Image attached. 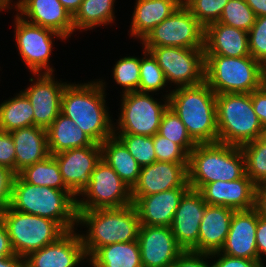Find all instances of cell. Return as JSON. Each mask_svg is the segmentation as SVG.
Segmentation results:
<instances>
[{
    "instance_id": "cell-9",
    "label": "cell",
    "mask_w": 266,
    "mask_h": 267,
    "mask_svg": "<svg viewBox=\"0 0 266 267\" xmlns=\"http://www.w3.org/2000/svg\"><path fill=\"white\" fill-rule=\"evenodd\" d=\"M169 96L170 93L165 95L163 104L149 93L136 91L122 94L121 114L119 122L117 121L118 129L114 128V134L154 136L158 133L162 116L169 107Z\"/></svg>"
},
{
    "instance_id": "cell-7",
    "label": "cell",
    "mask_w": 266,
    "mask_h": 267,
    "mask_svg": "<svg viewBox=\"0 0 266 267\" xmlns=\"http://www.w3.org/2000/svg\"><path fill=\"white\" fill-rule=\"evenodd\" d=\"M218 142L241 146L260 138L263 129L254 112L251 93L216 95Z\"/></svg>"
},
{
    "instance_id": "cell-55",
    "label": "cell",
    "mask_w": 266,
    "mask_h": 267,
    "mask_svg": "<svg viewBox=\"0 0 266 267\" xmlns=\"http://www.w3.org/2000/svg\"><path fill=\"white\" fill-rule=\"evenodd\" d=\"M259 139L266 144V127L262 129Z\"/></svg>"
},
{
    "instance_id": "cell-12",
    "label": "cell",
    "mask_w": 266,
    "mask_h": 267,
    "mask_svg": "<svg viewBox=\"0 0 266 267\" xmlns=\"http://www.w3.org/2000/svg\"><path fill=\"white\" fill-rule=\"evenodd\" d=\"M150 51L162 69L167 83L177 87L196 86L204 82V49L182 47H143Z\"/></svg>"
},
{
    "instance_id": "cell-44",
    "label": "cell",
    "mask_w": 266,
    "mask_h": 267,
    "mask_svg": "<svg viewBox=\"0 0 266 267\" xmlns=\"http://www.w3.org/2000/svg\"><path fill=\"white\" fill-rule=\"evenodd\" d=\"M15 176V172L9 168L0 166V212L11 204Z\"/></svg>"
},
{
    "instance_id": "cell-15",
    "label": "cell",
    "mask_w": 266,
    "mask_h": 267,
    "mask_svg": "<svg viewBox=\"0 0 266 267\" xmlns=\"http://www.w3.org/2000/svg\"><path fill=\"white\" fill-rule=\"evenodd\" d=\"M65 186L78 196L90 181L91 173L101 160V146H85L53 155Z\"/></svg>"
},
{
    "instance_id": "cell-50",
    "label": "cell",
    "mask_w": 266,
    "mask_h": 267,
    "mask_svg": "<svg viewBox=\"0 0 266 267\" xmlns=\"http://www.w3.org/2000/svg\"><path fill=\"white\" fill-rule=\"evenodd\" d=\"M15 255L5 225L0 220V258Z\"/></svg>"
},
{
    "instance_id": "cell-38",
    "label": "cell",
    "mask_w": 266,
    "mask_h": 267,
    "mask_svg": "<svg viewBox=\"0 0 266 267\" xmlns=\"http://www.w3.org/2000/svg\"><path fill=\"white\" fill-rule=\"evenodd\" d=\"M128 149L130 155L141 166L151 165L156 161L153 136L135 134H114Z\"/></svg>"
},
{
    "instance_id": "cell-34",
    "label": "cell",
    "mask_w": 266,
    "mask_h": 267,
    "mask_svg": "<svg viewBox=\"0 0 266 267\" xmlns=\"http://www.w3.org/2000/svg\"><path fill=\"white\" fill-rule=\"evenodd\" d=\"M245 158V174L255 185L266 182V144L259 138L240 146Z\"/></svg>"
},
{
    "instance_id": "cell-33",
    "label": "cell",
    "mask_w": 266,
    "mask_h": 267,
    "mask_svg": "<svg viewBox=\"0 0 266 267\" xmlns=\"http://www.w3.org/2000/svg\"><path fill=\"white\" fill-rule=\"evenodd\" d=\"M18 175L31 185L69 190L63 182L59 166L53 155H49L46 159L25 167Z\"/></svg>"
},
{
    "instance_id": "cell-10",
    "label": "cell",
    "mask_w": 266,
    "mask_h": 267,
    "mask_svg": "<svg viewBox=\"0 0 266 267\" xmlns=\"http://www.w3.org/2000/svg\"><path fill=\"white\" fill-rule=\"evenodd\" d=\"M76 199L77 210H94L99 208H121L133 204L131 188L102 159L91 173L90 181Z\"/></svg>"
},
{
    "instance_id": "cell-41",
    "label": "cell",
    "mask_w": 266,
    "mask_h": 267,
    "mask_svg": "<svg viewBox=\"0 0 266 267\" xmlns=\"http://www.w3.org/2000/svg\"><path fill=\"white\" fill-rule=\"evenodd\" d=\"M250 55L264 67L266 66V16L256 17L248 31Z\"/></svg>"
},
{
    "instance_id": "cell-5",
    "label": "cell",
    "mask_w": 266,
    "mask_h": 267,
    "mask_svg": "<svg viewBox=\"0 0 266 267\" xmlns=\"http://www.w3.org/2000/svg\"><path fill=\"white\" fill-rule=\"evenodd\" d=\"M188 184L198 191L216 181H233L245 174V158L240 146L221 142L199 143L188 158Z\"/></svg>"
},
{
    "instance_id": "cell-36",
    "label": "cell",
    "mask_w": 266,
    "mask_h": 267,
    "mask_svg": "<svg viewBox=\"0 0 266 267\" xmlns=\"http://www.w3.org/2000/svg\"><path fill=\"white\" fill-rule=\"evenodd\" d=\"M145 57L140 58V82L139 92L150 93L164 89L167 81L156 58L144 48Z\"/></svg>"
},
{
    "instance_id": "cell-19",
    "label": "cell",
    "mask_w": 266,
    "mask_h": 267,
    "mask_svg": "<svg viewBox=\"0 0 266 267\" xmlns=\"http://www.w3.org/2000/svg\"><path fill=\"white\" fill-rule=\"evenodd\" d=\"M84 259L88 261L81 236L71 230L25 257V267H76Z\"/></svg>"
},
{
    "instance_id": "cell-6",
    "label": "cell",
    "mask_w": 266,
    "mask_h": 267,
    "mask_svg": "<svg viewBox=\"0 0 266 267\" xmlns=\"http://www.w3.org/2000/svg\"><path fill=\"white\" fill-rule=\"evenodd\" d=\"M204 81L215 92L252 93L264 85L265 67L252 56L205 55Z\"/></svg>"
},
{
    "instance_id": "cell-49",
    "label": "cell",
    "mask_w": 266,
    "mask_h": 267,
    "mask_svg": "<svg viewBox=\"0 0 266 267\" xmlns=\"http://www.w3.org/2000/svg\"><path fill=\"white\" fill-rule=\"evenodd\" d=\"M258 215L266 219V182L255 187V207Z\"/></svg>"
},
{
    "instance_id": "cell-2",
    "label": "cell",
    "mask_w": 266,
    "mask_h": 267,
    "mask_svg": "<svg viewBox=\"0 0 266 267\" xmlns=\"http://www.w3.org/2000/svg\"><path fill=\"white\" fill-rule=\"evenodd\" d=\"M77 213V226L83 224L89 227L86 235H80L87 258L98 248L114 243L138 241L141 225L133 204L121 208L77 210Z\"/></svg>"
},
{
    "instance_id": "cell-29",
    "label": "cell",
    "mask_w": 266,
    "mask_h": 267,
    "mask_svg": "<svg viewBox=\"0 0 266 267\" xmlns=\"http://www.w3.org/2000/svg\"><path fill=\"white\" fill-rule=\"evenodd\" d=\"M101 146V159L105 161L129 187L137 183L141 166L133 158L123 142L112 135Z\"/></svg>"
},
{
    "instance_id": "cell-17",
    "label": "cell",
    "mask_w": 266,
    "mask_h": 267,
    "mask_svg": "<svg viewBox=\"0 0 266 267\" xmlns=\"http://www.w3.org/2000/svg\"><path fill=\"white\" fill-rule=\"evenodd\" d=\"M36 75L37 81L22 91L34 109V125L47 129L61 112V99L67 83L55 81L54 74Z\"/></svg>"
},
{
    "instance_id": "cell-24",
    "label": "cell",
    "mask_w": 266,
    "mask_h": 267,
    "mask_svg": "<svg viewBox=\"0 0 266 267\" xmlns=\"http://www.w3.org/2000/svg\"><path fill=\"white\" fill-rule=\"evenodd\" d=\"M204 54L227 57L251 56L248 32L219 22L205 28Z\"/></svg>"
},
{
    "instance_id": "cell-26",
    "label": "cell",
    "mask_w": 266,
    "mask_h": 267,
    "mask_svg": "<svg viewBox=\"0 0 266 267\" xmlns=\"http://www.w3.org/2000/svg\"><path fill=\"white\" fill-rule=\"evenodd\" d=\"M16 149L15 173L46 159L48 149L47 130L38 126L23 127L10 132Z\"/></svg>"
},
{
    "instance_id": "cell-27",
    "label": "cell",
    "mask_w": 266,
    "mask_h": 267,
    "mask_svg": "<svg viewBox=\"0 0 266 267\" xmlns=\"http://www.w3.org/2000/svg\"><path fill=\"white\" fill-rule=\"evenodd\" d=\"M130 35L141 41L149 32L174 13L182 0H136Z\"/></svg>"
},
{
    "instance_id": "cell-23",
    "label": "cell",
    "mask_w": 266,
    "mask_h": 267,
    "mask_svg": "<svg viewBox=\"0 0 266 267\" xmlns=\"http://www.w3.org/2000/svg\"><path fill=\"white\" fill-rule=\"evenodd\" d=\"M190 188H174L152 195L132 197L140 225L170 227L180 199Z\"/></svg>"
},
{
    "instance_id": "cell-42",
    "label": "cell",
    "mask_w": 266,
    "mask_h": 267,
    "mask_svg": "<svg viewBox=\"0 0 266 267\" xmlns=\"http://www.w3.org/2000/svg\"><path fill=\"white\" fill-rule=\"evenodd\" d=\"M156 161L188 163L189 155L177 144L156 133L153 136Z\"/></svg>"
},
{
    "instance_id": "cell-39",
    "label": "cell",
    "mask_w": 266,
    "mask_h": 267,
    "mask_svg": "<svg viewBox=\"0 0 266 267\" xmlns=\"http://www.w3.org/2000/svg\"><path fill=\"white\" fill-rule=\"evenodd\" d=\"M113 77L123 87V94L139 92L140 59L134 56L121 58L114 65Z\"/></svg>"
},
{
    "instance_id": "cell-28",
    "label": "cell",
    "mask_w": 266,
    "mask_h": 267,
    "mask_svg": "<svg viewBox=\"0 0 266 267\" xmlns=\"http://www.w3.org/2000/svg\"><path fill=\"white\" fill-rule=\"evenodd\" d=\"M46 130L50 155H55L69 149L94 146L96 144L76 126L72 119L63 115L61 112Z\"/></svg>"
},
{
    "instance_id": "cell-14",
    "label": "cell",
    "mask_w": 266,
    "mask_h": 267,
    "mask_svg": "<svg viewBox=\"0 0 266 267\" xmlns=\"http://www.w3.org/2000/svg\"><path fill=\"white\" fill-rule=\"evenodd\" d=\"M138 245L143 267H172L183 252L168 226L141 225Z\"/></svg>"
},
{
    "instance_id": "cell-31",
    "label": "cell",
    "mask_w": 266,
    "mask_h": 267,
    "mask_svg": "<svg viewBox=\"0 0 266 267\" xmlns=\"http://www.w3.org/2000/svg\"><path fill=\"white\" fill-rule=\"evenodd\" d=\"M34 125V109L27 96L20 91L15 97L0 104V130L11 132L15 129Z\"/></svg>"
},
{
    "instance_id": "cell-22",
    "label": "cell",
    "mask_w": 266,
    "mask_h": 267,
    "mask_svg": "<svg viewBox=\"0 0 266 267\" xmlns=\"http://www.w3.org/2000/svg\"><path fill=\"white\" fill-rule=\"evenodd\" d=\"M257 210L234 211L221 253L250 260H258L256 245Z\"/></svg>"
},
{
    "instance_id": "cell-3",
    "label": "cell",
    "mask_w": 266,
    "mask_h": 267,
    "mask_svg": "<svg viewBox=\"0 0 266 267\" xmlns=\"http://www.w3.org/2000/svg\"><path fill=\"white\" fill-rule=\"evenodd\" d=\"M168 104L197 144L218 142L216 94L205 81L176 87L170 91Z\"/></svg>"
},
{
    "instance_id": "cell-43",
    "label": "cell",
    "mask_w": 266,
    "mask_h": 267,
    "mask_svg": "<svg viewBox=\"0 0 266 267\" xmlns=\"http://www.w3.org/2000/svg\"><path fill=\"white\" fill-rule=\"evenodd\" d=\"M16 149L10 132L0 130V166L15 172Z\"/></svg>"
},
{
    "instance_id": "cell-48",
    "label": "cell",
    "mask_w": 266,
    "mask_h": 267,
    "mask_svg": "<svg viewBox=\"0 0 266 267\" xmlns=\"http://www.w3.org/2000/svg\"><path fill=\"white\" fill-rule=\"evenodd\" d=\"M256 245L258 260L263 263L262 256L266 257V219L261 218L257 212Z\"/></svg>"
},
{
    "instance_id": "cell-18",
    "label": "cell",
    "mask_w": 266,
    "mask_h": 267,
    "mask_svg": "<svg viewBox=\"0 0 266 267\" xmlns=\"http://www.w3.org/2000/svg\"><path fill=\"white\" fill-rule=\"evenodd\" d=\"M188 163L155 161L141 167L139 179L131 189V197H142L174 188H190Z\"/></svg>"
},
{
    "instance_id": "cell-4",
    "label": "cell",
    "mask_w": 266,
    "mask_h": 267,
    "mask_svg": "<svg viewBox=\"0 0 266 267\" xmlns=\"http://www.w3.org/2000/svg\"><path fill=\"white\" fill-rule=\"evenodd\" d=\"M76 196L70 190L31 185L16 174L10 207L56 221L65 231L77 225Z\"/></svg>"
},
{
    "instance_id": "cell-21",
    "label": "cell",
    "mask_w": 266,
    "mask_h": 267,
    "mask_svg": "<svg viewBox=\"0 0 266 267\" xmlns=\"http://www.w3.org/2000/svg\"><path fill=\"white\" fill-rule=\"evenodd\" d=\"M255 187L253 181L244 174L233 181H216L202 186L198 192L209 205L231 208L235 211L255 207Z\"/></svg>"
},
{
    "instance_id": "cell-20",
    "label": "cell",
    "mask_w": 266,
    "mask_h": 267,
    "mask_svg": "<svg viewBox=\"0 0 266 267\" xmlns=\"http://www.w3.org/2000/svg\"><path fill=\"white\" fill-rule=\"evenodd\" d=\"M15 3L17 14L29 23L52 29L65 39L73 34V16L59 0H19Z\"/></svg>"
},
{
    "instance_id": "cell-13",
    "label": "cell",
    "mask_w": 266,
    "mask_h": 267,
    "mask_svg": "<svg viewBox=\"0 0 266 267\" xmlns=\"http://www.w3.org/2000/svg\"><path fill=\"white\" fill-rule=\"evenodd\" d=\"M14 20L17 49L27 68L33 74H53L54 70L49 65L52 39L57 37L65 40V38L52 29L29 23L18 14Z\"/></svg>"
},
{
    "instance_id": "cell-16",
    "label": "cell",
    "mask_w": 266,
    "mask_h": 267,
    "mask_svg": "<svg viewBox=\"0 0 266 267\" xmlns=\"http://www.w3.org/2000/svg\"><path fill=\"white\" fill-rule=\"evenodd\" d=\"M206 205L202 195L193 189L180 199L170 229L183 251L198 252L199 227Z\"/></svg>"
},
{
    "instance_id": "cell-53",
    "label": "cell",
    "mask_w": 266,
    "mask_h": 267,
    "mask_svg": "<svg viewBox=\"0 0 266 267\" xmlns=\"http://www.w3.org/2000/svg\"><path fill=\"white\" fill-rule=\"evenodd\" d=\"M64 8L73 16L83 0H59Z\"/></svg>"
},
{
    "instance_id": "cell-51",
    "label": "cell",
    "mask_w": 266,
    "mask_h": 267,
    "mask_svg": "<svg viewBox=\"0 0 266 267\" xmlns=\"http://www.w3.org/2000/svg\"><path fill=\"white\" fill-rule=\"evenodd\" d=\"M0 267H25V258L16 254L0 258Z\"/></svg>"
},
{
    "instance_id": "cell-32",
    "label": "cell",
    "mask_w": 266,
    "mask_h": 267,
    "mask_svg": "<svg viewBox=\"0 0 266 267\" xmlns=\"http://www.w3.org/2000/svg\"><path fill=\"white\" fill-rule=\"evenodd\" d=\"M115 0H83L79 9L73 15L75 29H93L95 26H105L113 23Z\"/></svg>"
},
{
    "instance_id": "cell-45",
    "label": "cell",
    "mask_w": 266,
    "mask_h": 267,
    "mask_svg": "<svg viewBox=\"0 0 266 267\" xmlns=\"http://www.w3.org/2000/svg\"><path fill=\"white\" fill-rule=\"evenodd\" d=\"M213 258L219 257L217 261L212 263L213 267H266L259 260H250L244 258H236L225 255L220 251L209 254Z\"/></svg>"
},
{
    "instance_id": "cell-11",
    "label": "cell",
    "mask_w": 266,
    "mask_h": 267,
    "mask_svg": "<svg viewBox=\"0 0 266 267\" xmlns=\"http://www.w3.org/2000/svg\"><path fill=\"white\" fill-rule=\"evenodd\" d=\"M205 28L181 4L142 40L143 47H182L204 49Z\"/></svg>"
},
{
    "instance_id": "cell-37",
    "label": "cell",
    "mask_w": 266,
    "mask_h": 267,
    "mask_svg": "<svg viewBox=\"0 0 266 267\" xmlns=\"http://www.w3.org/2000/svg\"><path fill=\"white\" fill-rule=\"evenodd\" d=\"M255 21L256 15L245 0H229L218 22L248 32Z\"/></svg>"
},
{
    "instance_id": "cell-25",
    "label": "cell",
    "mask_w": 266,
    "mask_h": 267,
    "mask_svg": "<svg viewBox=\"0 0 266 267\" xmlns=\"http://www.w3.org/2000/svg\"><path fill=\"white\" fill-rule=\"evenodd\" d=\"M234 211L228 207L206 205L199 227L198 252L211 254L222 249Z\"/></svg>"
},
{
    "instance_id": "cell-30",
    "label": "cell",
    "mask_w": 266,
    "mask_h": 267,
    "mask_svg": "<svg viewBox=\"0 0 266 267\" xmlns=\"http://www.w3.org/2000/svg\"><path fill=\"white\" fill-rule=\"evenodd\" d=\"M88 260L92 267H143L138 241L98 248Z\"/></svg>"
},
{
    "instance_id": "cell-1",
    "label": "cell",
    "mask_w": 266,
    "mask_h": 267,
    "mask_svg": "<svg viewBox=\"0 0 266 267\" xmlns=\"http://www.w3.org/2000/svg\"><path fill=\"white\" fill-rule=\"evenodd\" d=\"M102 81L68 83L61 99V113L72 119L97 144L114 135V126L105 104V82Z\"/></svg>"
},
{
    "instance_id": "cell-8",
    "label": "cell",
    "mask_w": 266,
    "mask_h": 267,
    "mask_svg": "<svg viewBox=\"0 0 266 267\" xmlns=\"http://www.w3.org/2000/svg\"><path fill=\"white\" fill-rule=\"evenodd\" d=\"M0 220L7 229L14 253L23 258L66 232L56 221L18 212L10 206L0 212Z\"/></svg>"
},
{
    "instance_id": "cell-40",
    "label": "cell",
    "mask_w": 266,
    "mask_h": 267,
    "mask_svg": "<svg viewBox=\"0 0 266 267\" xmlns=\"http://www.w3.org/2000/svg\"><path fill=\"white\" fill-rule=\"evenodd\" d=\"M229 0H182V4L206 28L218 22Z\"/></svg>"
},
{
    "instance_id": "cell-56",
    "label": "cell",
    "mask_w": 266,
    "mask_h": 267,
    "mask_svg": "<svg viewBox=\"0 0 266 267\" xmlns=\"http://www.w3.org/2000/svg\"><path fill=\"white\" fill-rule=\"evenodd\" d=\"M264 84L266 86V66H265V72H264Z\"/></svg>"
},
{
    "instance_id": "cell-46",
    "label": "cell",
    "mask_w": 266,
    "mask_h": 267,
    "mask_svg": "<svg viewBox=\"0 0 266 267\" xmlns=\"http://www.w3.org/2000/svg\"><path fill=\"white\" fill-rule=\"evenodd\" d=\"M209 254L194 251H183L174 262L172 267H213L212 264L206 263Z\"/></svg>"
},
{
    "instance_id": "cell-54",
    "label": "cell",
    "mask_w": 266,
    "mask_h": 267,
    "mask_svg": "<svg viewBox=\"0 0 266 267\" xmlns=\"http://www.w3.org/2000/svg\"><path fill=\"white\" fill-rule=\"evenodd\" d=\"M12 0H0V9L3 11L5 9H10V4Z\"/></svg>"
},
{
    "instance_id": "cell-47",
    "label": "cell",
    "mask_w": 266,
    "mask_h": 267,
    "mask_svg": "<svg viewBox=\"0 0 266 267\" xmlns=\"http://www.w3.org/2000/svg\"><path fill=\"white\" fill-rule=\"evenodd\" d=\"M252 106L263 128L266 127V86L251 93Z\"/></svg>"
},
{
    "instance_id": "cell-35",
    "label": "cell",
    "mask_w": 266,
    "mask_h": 267,
    "mask_svg": "<svg viewBox=\"0 0 266 267\" xmlns=\"http://www.w3.org/2000/svg\"><path fill=\"white\" fill-rule=\"evenodd\" d=\"M158 133L173 143L179 145L188 155L197 143L188 134L186 126L179 116L169 107L165 110Z\"/></svg>"
},
{
    "instance_id": "cell-52",
    "label": "cell",
    "mask_w": 266,
    "mask_h": 267,
    "mask_svg": "<svg viewBox=\"0 0 266 267\" xmlns=\"http://www.w3.org/2000/svg\"><path fill=\"white\" fill-rule=\"evenodd\" d=\"M245 2L253 10L256 17L266 16V0H245Z\"/></svg>"
}]
</instances>
